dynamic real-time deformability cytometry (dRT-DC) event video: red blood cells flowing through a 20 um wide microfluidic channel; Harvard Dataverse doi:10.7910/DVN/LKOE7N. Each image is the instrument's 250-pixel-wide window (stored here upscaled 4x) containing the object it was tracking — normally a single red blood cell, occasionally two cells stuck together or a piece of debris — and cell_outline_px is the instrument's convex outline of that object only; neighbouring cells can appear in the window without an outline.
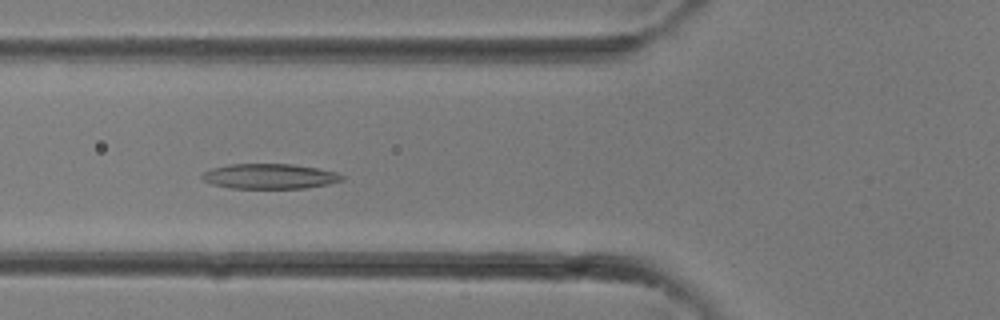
{"species": "common noctule bat (a hibernating species)", "species_latin": "Nyctalus noctula", "temperature_condition": "room temperature", "stored_images_in_passage": 34, "camera_frame_rate_fps": 3000, "um_per_image_px": 0.085, "animal": {"sex": "female"}, "frame": {"image": 1, "passage_image": 12, "time_ms": 3.667, "image_size_px": [1000, 320], "cell_outline_px": [[344, 180], [328, 184], [304, 188], [228, 188], [212, 184], [204, 180], [200, 176], [204, 172], [212, 168], [228, 164], [292, 164], [316, 168], [336, 172], [344, 176]], "centroid_in_image_um": [22.91, 14.98], "position_along_channel_um": 102.9, "area_um2": 20.4}}
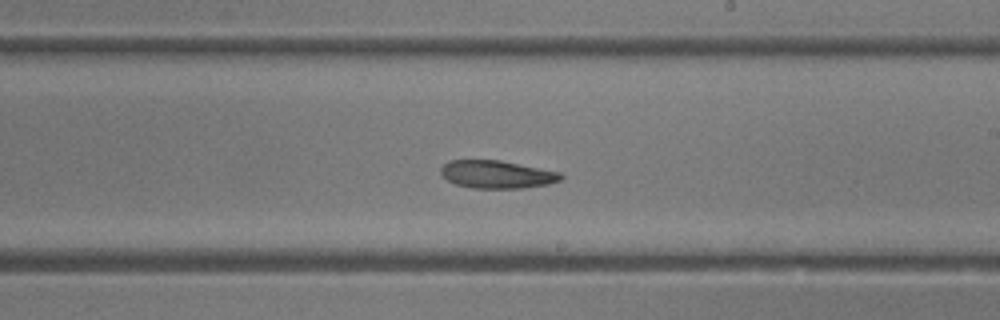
{"frame": {"image": 2, "passage_image": 19, "time_ms": 6.0, "image_size_px": [1000, 320], "cell_outline_px": [[564, 176], [560, 180], [548, 184], [520, 188], [472, 188], [456, 184], [448, 180], [440, 172], [440, 168], [448, 160], [500, 160], [560, 172]], "centroid_in_image_um": [42.22, 14.82], "position_along_channel_um": 246.8, "area_um2": 19.36}}
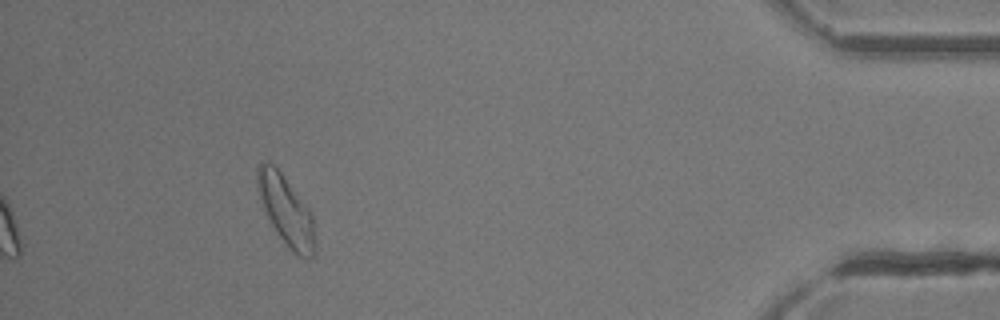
{"frame": {"image": 3, "passage_image": 30, "time_ms": 9.667, "image_size_px": [1000, 320], "cell_outline_px": [[316, 248], [312, 260], [308, 260], [296, 256], [288, 248], [276, 232], [260, 200], [256, 184], [256, 168], [264, 160], [272, 164], [280, 172], [312, 212], [316, 244]], "centroid_in_image_um": [24.34, 17.96], "position_along_channel_um": 410.9, "area_um2": 23.58}}